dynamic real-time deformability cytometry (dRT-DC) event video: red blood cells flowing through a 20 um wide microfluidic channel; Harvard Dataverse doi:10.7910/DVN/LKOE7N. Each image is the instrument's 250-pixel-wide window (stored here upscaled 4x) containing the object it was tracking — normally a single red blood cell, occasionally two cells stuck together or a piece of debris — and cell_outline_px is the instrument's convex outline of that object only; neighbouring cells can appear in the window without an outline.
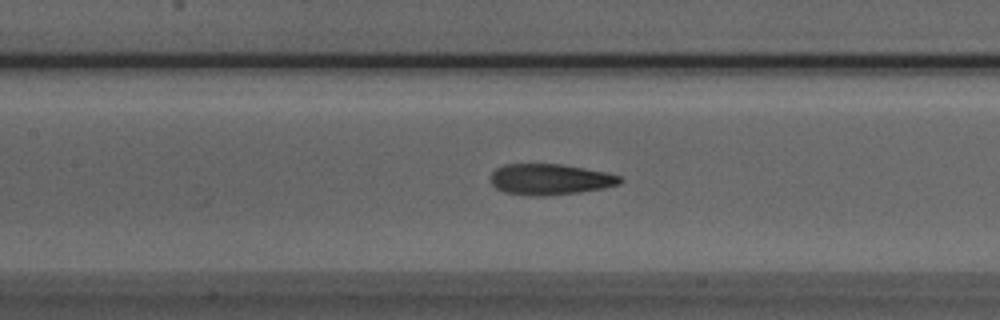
{"species": "Egyptian fruit bat (a non-hibernating species)", "species_latin": "Rousettus aegyptiacus", "temperature_condition": "room temperature", "stored_images_in_passage": 51, "camera_frame_rate_fps": 3000, "um_per_image_px": 0.085, "animal": {"sex": "male"}, "frame": {"image": 1, "passage_image": 22, "time_ms": 7.0, "image_size_px": [1000, 320], "cell_outline_px": [[624, 180], [620, 184], [604, 188], [580, 192], [544, 196], [536, 196], [504, 192], [496, 188], [492, 184], [492, 172], [496, 168], [504, 164], [560, 164], [584, 168], [604, 172], [620, 176]], "centroid_in_image_um": [46.77, 15.24], "position_along_channel_um": 160.6, "area_um2": 23.24}}
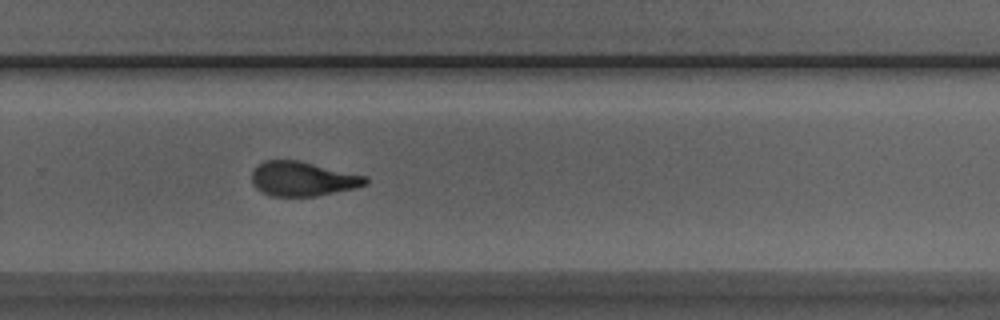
{"frame": {"image": 2, "passage_image": 33, "time_ms": 10.667, "image_size_px": [1000, 320], "cell_outline_px": [[368, 184], [356, 188], [316, 196], [272, 196], [260, 192], [252, 184], [252, 168], [256, 164], [264, 160], [300, 160], [368, 176]], "centroid_in_image_um": [25.72, 15.19], "position_along_channel_um": 304.1, "area_um2": 23.29}}
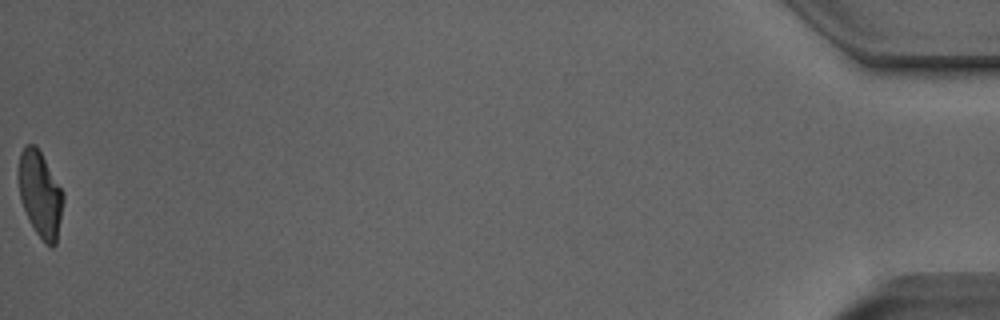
{"frame": {"image": 3, "passage_image": 51, "time_ms": 16.667, "image_size_px": [1000, 320], "cell_outline_px": [[64, 200], [56, 244], [52, 248], [36, 232], [20, 200], [20, 152], [28, 144], [36, 144], [64, 192]], "centroid_in_image_um": [3.46, 16.5], "position_along_channel_um": 431.7, "area_um2": 21.79}, "authors_computed_cell_mechanics": {"area_um2": 23.409, "velocity_mm_per_s": 3.9325, "shape_relaxation_time_tau1_ms": 3.8708, "shape_relaxation_time_tau2_ms": 1.3157, "deformation_change_tau1": 0.1637, "deformation_change_tau2": 0.0818}}